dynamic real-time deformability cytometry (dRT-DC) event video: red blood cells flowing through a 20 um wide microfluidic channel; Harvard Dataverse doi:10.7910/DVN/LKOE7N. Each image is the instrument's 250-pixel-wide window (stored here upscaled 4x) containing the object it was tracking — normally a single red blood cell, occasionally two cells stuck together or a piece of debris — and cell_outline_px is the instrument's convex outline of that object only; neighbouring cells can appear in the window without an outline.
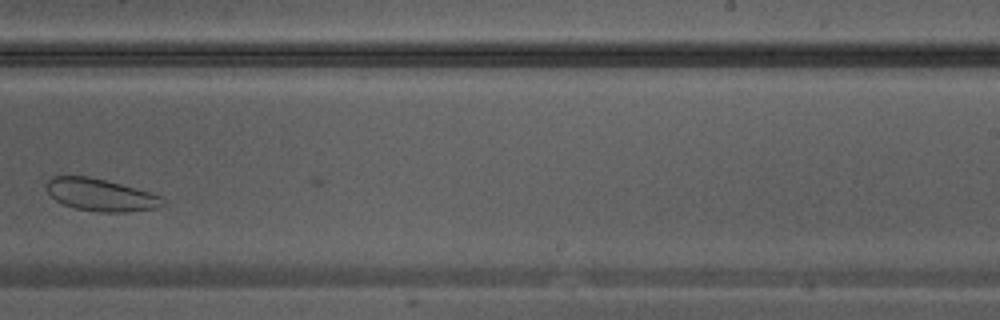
{"species": "Egyptian fruit bat (a non-hibernating species)", "species_latin": "Rousettus aegyptiacus", "temperature_condition": "warm", "stored_images_in_passage": 19, "camera_frame_rate_fps": 3000, "um_per_image_px": 0.085, "animal": {"sex": "male"}, "frame": {"image": 1, "passage_image": 12, "time_ms": 3.667, "image_size_px": [1000, 320], "cell_outline_px": [[164, 204], [156, 208], [128, 212], [96, 212], [76, 208], [64, 204], [56, 200], [48, 192], [48, 180], [52, 176], [88, 176], [136, 188], [160, 196], [164, 200]], "centroid_in_image_um": [8.56, 16.57], "position_along_channel_um": 280.4, "area_um2": 21.56}}